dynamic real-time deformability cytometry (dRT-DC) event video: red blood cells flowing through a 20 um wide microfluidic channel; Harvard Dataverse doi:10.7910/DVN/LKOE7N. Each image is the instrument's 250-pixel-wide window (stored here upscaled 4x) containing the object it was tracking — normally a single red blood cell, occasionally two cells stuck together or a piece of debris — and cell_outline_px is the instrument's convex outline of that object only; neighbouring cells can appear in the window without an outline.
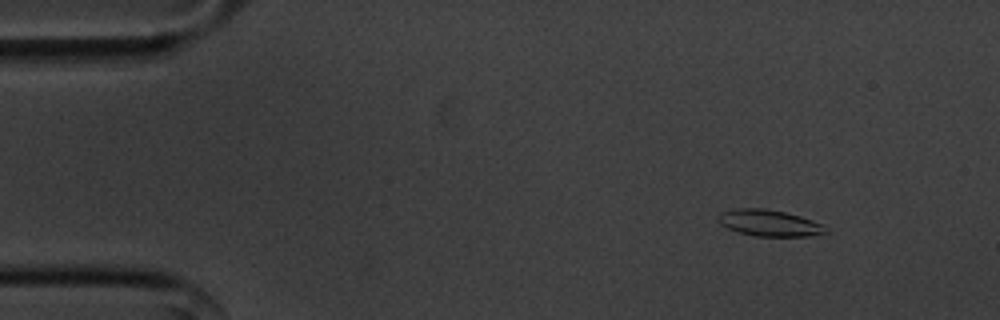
{"species": "common noctule bat (a hibernating species)", "species_latin": "Nyctalus noctula", "temperature_condition": "cold", "stored_images_in_passage": 55, "camera_frame_rate_fps": 3000, "um_per_image_px": 0.085, "animal": {"sex": "male", "body_mass_g": 20.1, "forearm_length_mm": 53.5}, "frame": {"image": 1, "passage_image": 6, "time_ms": 1.667, "image_size_px": [1000, 320], "cell_outline_px": [[828, 232], [808, 236], [756, 236], [740, 232], [728, 228], [720, 224], [720, 212], [740, 208], [764, 208], [784, 212], [800, 216], [812, 220], [820, 224]], "centroid_in_image_um": [65.38, 18.95], "position_along_channel_um": 19.6, "area_um2": 16.13}}
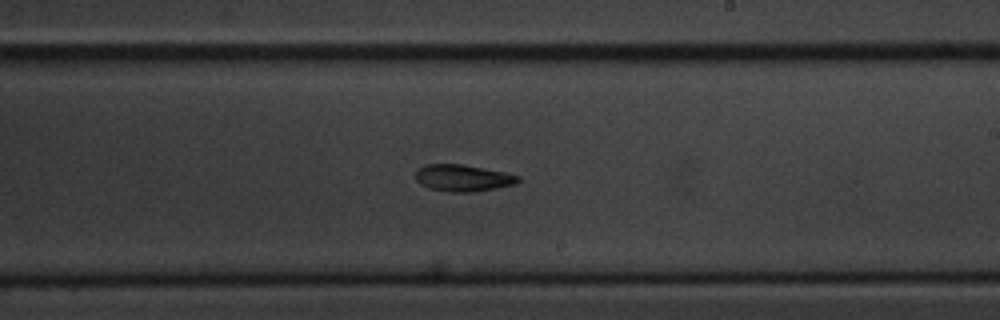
{"frame": {"image": 2, "passage_image": 32, "time_ms": 10.333, "image_size_px": [1000, 320], "cell_outline_px": [[520, 180], [516, 184], [472, 192], [452, 192], [428, 188], [420, 184], [416, 180], [416, 172], [424, 164], [460, 164], [504, 172], [520, 176]], "centroid_in_image_um": [39.33, 15.13], "position_along_channel_um": 249.7, "area_um2": 15.84}}
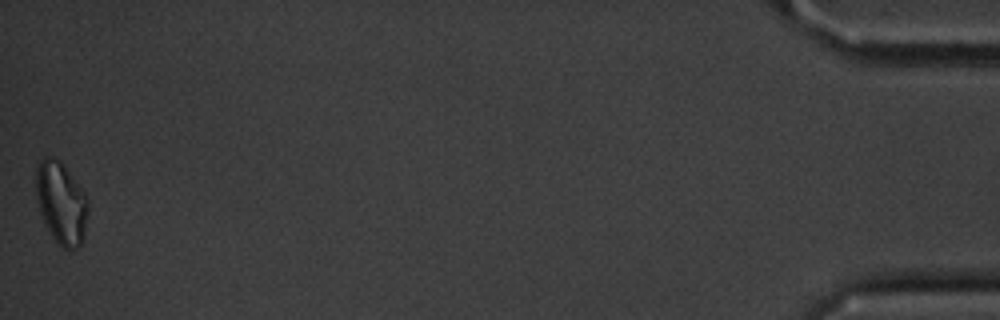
{"frame": {"image": 3, "passage_image": 55, "time_ms": 18.0, "image_size_px": [1000, 320], "cell_outline_px": [[88, 212], [84, 236], [80, 244], [76, 248], [64, 248], [52, 236], [40, 212], [36, 200], [36, 168], [40, 160], [44, 156], [52, 156], [60, 160], [80, 184], [88, 200]], "centroid_in_image_um": [5.21, 17.18], "position_along_channel_um": 430.0, "area_um2": 24.97}, "authors_computed_cell_mechanics": {"area_um2": 16.5886, "velocity_mm_per_s": 3.5968, "shape_relaxation_time_tau1_ms": 5.1822, "shape_relaxation_time_tau2_ms": 10.5897, "deformation_change_tau1": 0.1371, "deformation_change_tau2": 0.1955}}